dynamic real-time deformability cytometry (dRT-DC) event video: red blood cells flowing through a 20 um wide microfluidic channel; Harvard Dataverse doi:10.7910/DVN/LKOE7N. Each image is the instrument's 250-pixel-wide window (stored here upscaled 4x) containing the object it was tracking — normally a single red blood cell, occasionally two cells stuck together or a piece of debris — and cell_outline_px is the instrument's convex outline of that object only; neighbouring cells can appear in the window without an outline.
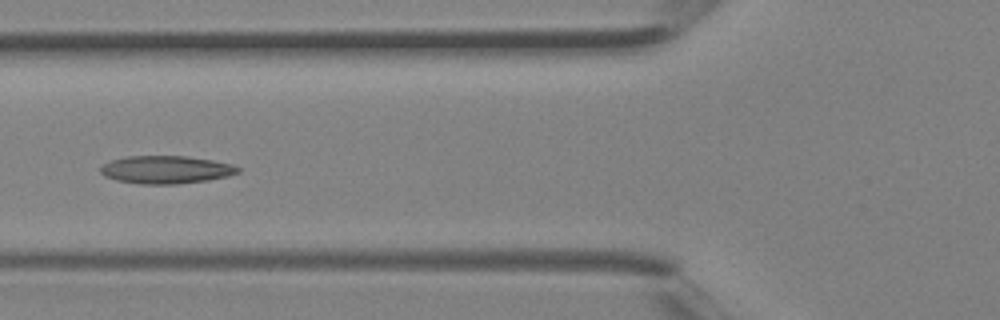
{"species": "Egyptian fruit bat (a non-hibernating species)", "species_latin": "Rousettus aegyptiacus", "temperature_condition": "room temperature", "stored_images_in_passage": 5, "camera_frame_rate_fps": 3000, "um_per_image_px": 0.085, "animal": {"sex": "female"}, "frame": {"image": 1, "passage_image": 5, "time_ms": 1.333, "image_size_px": [1000, 320], "cell_outline_px": [[240, 172], [228, 176], [208, 180], [176, 184], [140, 184], [116, 180], [104, 176], [100, 172], [100, 164], [112, 160], [128, 156], [188, 156], [212, 160], [232, 164], [240, 168]], "centroid_in_image_um": [14.09, 14.42], "position_along_channel_um": 111.7, "area_um2": 22.43}}